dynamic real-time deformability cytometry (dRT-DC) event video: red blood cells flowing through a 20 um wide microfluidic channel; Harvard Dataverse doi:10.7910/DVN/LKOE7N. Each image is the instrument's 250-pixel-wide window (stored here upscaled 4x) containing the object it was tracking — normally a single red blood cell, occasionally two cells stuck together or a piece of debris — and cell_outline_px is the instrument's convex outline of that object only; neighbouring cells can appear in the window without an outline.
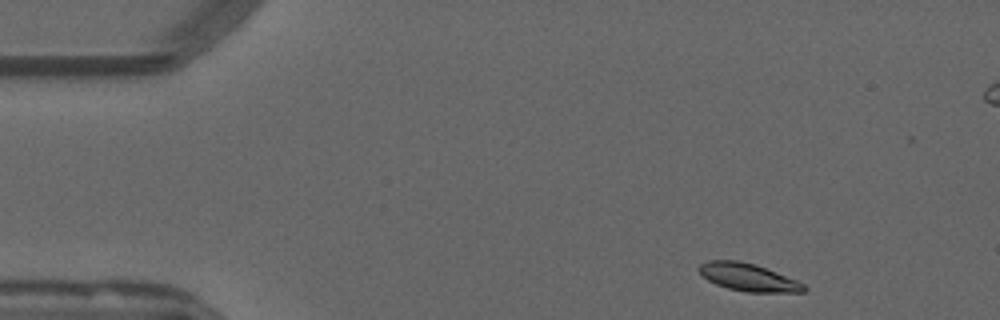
{"species": "common noctule bat (a hibernating species)", "species_latin": "Nyctalus noctula", "temperature_condition": "warm", "stored_images_in_passage": 50, "segment_of_instrument_passage": [1, 2], "camera_frame_rate_fps": 3000, "um_per_image_px": 0.085, "animal": {"sex": "male", "forearm_length_mm": 52.5}, "frame": {"image": 1, "passage_image": 2, "time_ms": 0.333, "image_size_px": [1000, 320], "cell_outline_px": [[808, 288], [804, 292], [748, 292], [728, 288], [716, 284], [708, 280], [696, 268], [700, 264], [708, 260], [740, 260], [756, 264], [796, 280], [804, 284]], "centroid_in_image_um": [63.59, 23.56], "position_along_channel_um": 21.4, "area_um2": 16.88}}
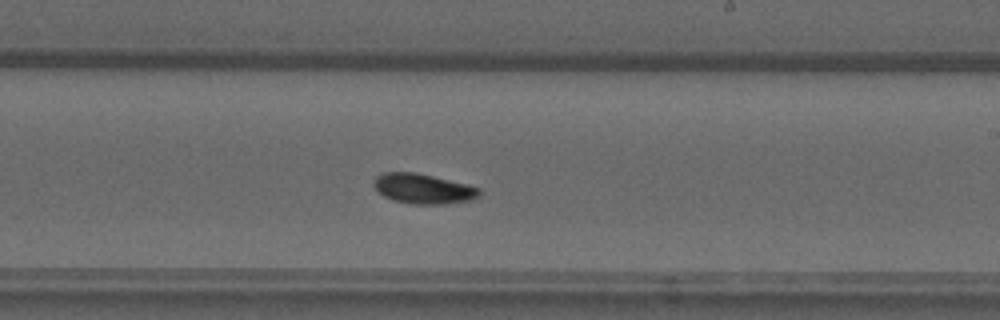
{"frame": {"image": 2, "passage_image": 27, "time_ms": 8.667, "image_size_px": [1000, 320], "cell_outline_px": [[480, 196], [472, 200], [444, 204], [412, 204], [392, 200], [384, 196], [372, 184], [376, 176], [384, 172], [416, 172], [480, 188]], "centroid_in_image_um": [35.95, 16.05], "position_along_channel_um": 253.0, "area_um2": 18.32}}
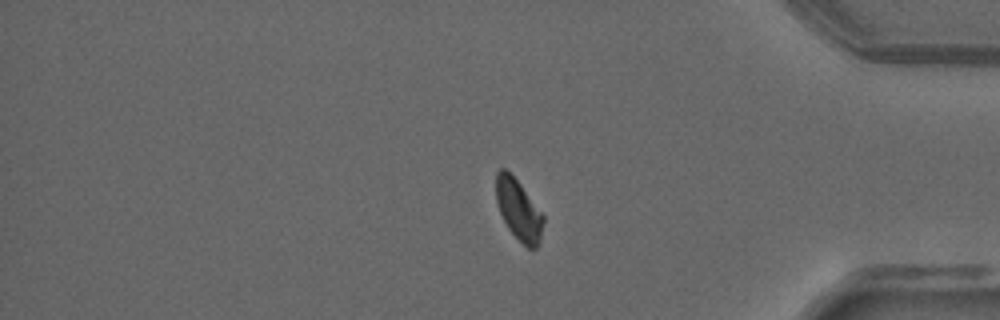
{"frame": {"image": 3, "passage_image": 40, "time_ms": 13.0, "image_size_px": [1000, 320], "cell_outline_px": [[544, 220], [540, 240], [536, 248], [528, 248], [508, 228], [500, 212], [496, 200], [496, 172], [500, 168], [504, 168], [520, 184], [544, 216]], "centroid_in_image_um": [44.07, 17.82], "position_along_channel_um": 391.1, "area_um2": 16.3}}